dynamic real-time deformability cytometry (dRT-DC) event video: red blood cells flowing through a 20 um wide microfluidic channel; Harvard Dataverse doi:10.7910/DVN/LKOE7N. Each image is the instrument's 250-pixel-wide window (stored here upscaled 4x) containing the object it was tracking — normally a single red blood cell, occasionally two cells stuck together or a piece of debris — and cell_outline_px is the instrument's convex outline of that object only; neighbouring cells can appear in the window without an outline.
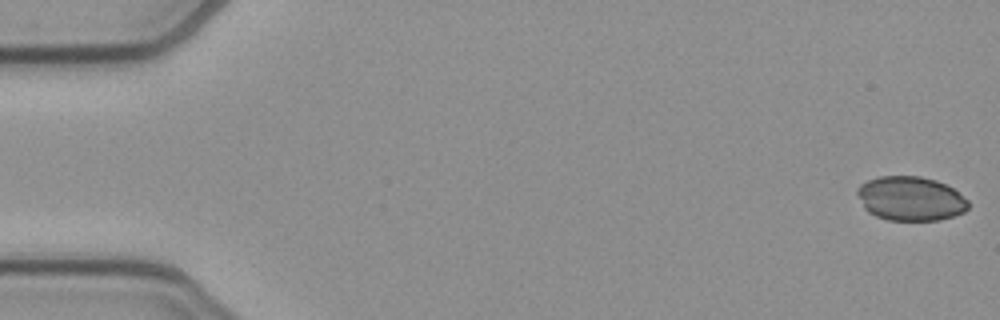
{"species": "common noctule bat (a hibernating species)", "species_latin": "Nyctalus noctula", "temperature_condition": "cold", "stored_images_in_passage": 52, "camera_frame_rate_fps": 3000, "um_per_image_px": 0.085, "animal": {"sex": "female", "body_mass_g": 21.9}, "frame": {"image": 1, "passage_image": 1, "time_ms": 0.0, "image_size_px": [1000, 320], "cell_outline_px": [[968, 208], [964, 212], [940, 220], [888, 220], [876, 216], [868, 212], [864, 208], [856, 192], [856, 188], [860, 184], [868, 180], [880, 176], [920, 176], [936, 180], [952, 188], [968, 200]], "centroid_in_image_um": [77.37, 16.88], "position_along_channel_um": 7.6, "area_um2": 28.61}}
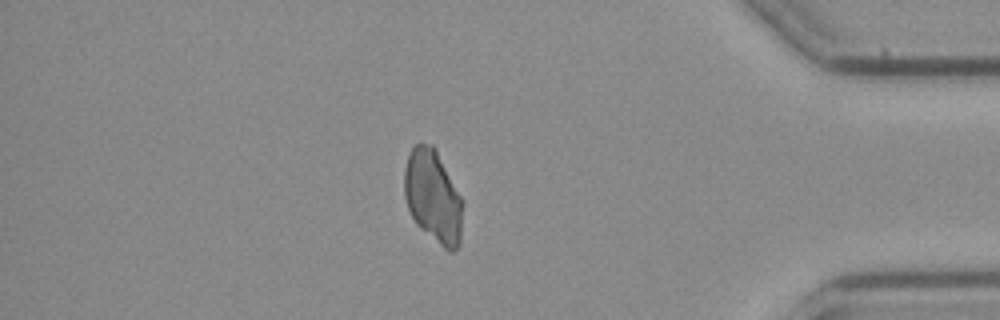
{"frame": {"image": 2, "passage_image": 45, "time_ms": 14.667, "image_size_px": [1000, 320], "cell_outline_px": [[460, 244], [452, 252], [448, 252], [420, 228], [416, 224], [408, 208], [404, 196], [404, 168], [408, 156], [412, 148], [420, 140], [432, 144], [436, 148], [460, 196]], "centroid_in_image_um": [36.76, 16.65], "position_along_channel_um": 398.4, "area_um2": 31.27}}